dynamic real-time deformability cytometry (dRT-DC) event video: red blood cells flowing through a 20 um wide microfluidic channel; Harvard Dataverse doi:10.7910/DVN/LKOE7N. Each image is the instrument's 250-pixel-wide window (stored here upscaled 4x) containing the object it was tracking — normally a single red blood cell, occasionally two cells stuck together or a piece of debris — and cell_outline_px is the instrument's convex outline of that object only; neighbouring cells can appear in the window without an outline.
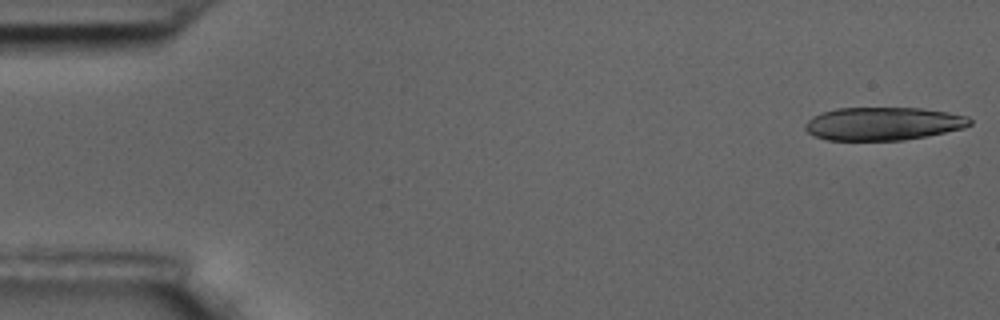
{"species": "common noctule bat (a hibernating species)", "species_latin": "Nyctalus noctula", "temperature_condition": "room temperature", "stored_images_in_passage": 8, "camera_frame_rate_fps": 3000, "um_per_image_px": 0.085, "animal": {"sex": "male", "body_mass_g": 17.5, "forearm_length_mm": 52.3}, "frame": {"image": 1, "passage_image": 1, "time_ms": 0.0, "image_size_px": [1000, 320], "cell_outline_px": [[972, 124], [964, 128], [904, 140], [828, 140], [812, 136], [804, 128], [804, 124], [812, 116], [820, 112], [836, 108], [920, 108], [948, 112], [968, 116], [972, 120]], "centroid_in_image_um": [75.03, 10.51], "position_along_channel_um": 10.0, "area_um2": 31.91}}
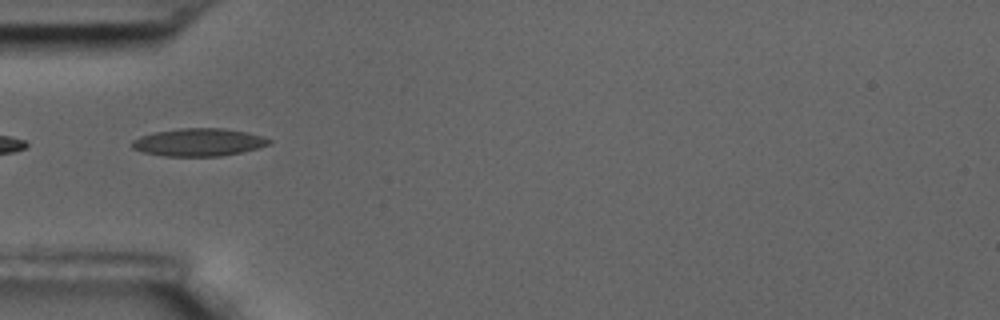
{"frame": {"image": 2, "passage_image": 6, "time_ms": 1.667, "image_size_px": [1000, 320], "cell_outline_px": [[272, 144], [240, 152], [220, 156], [164, 156], [144, 152], [132, 148], [132, 140], [140, 136], [152, 132], [180, 128], [220, 128], [248, 132], [264, 136], [272, 140]], "centroid_in_image_um": [16.89, 12.08], "position_along_channel_um": 68.1, "area_um2": 22.2}}
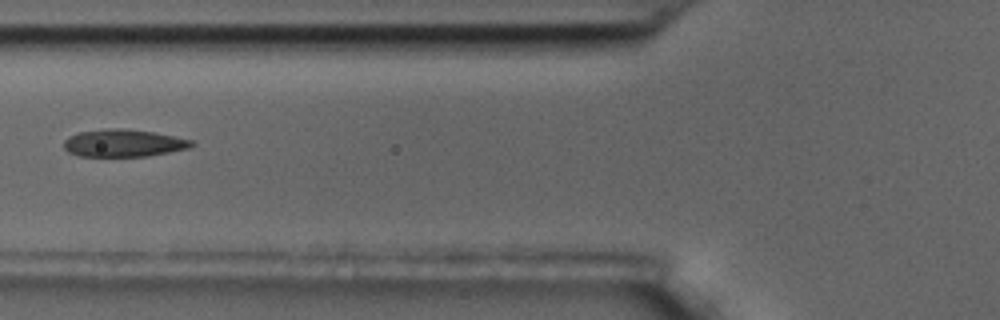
{"frame": {"image": 3, "passage_image": 7, "time_ms": 2.0, "image_size_px": [1000, 320], "cell_outline_px": [[196, 144], [188, 148], [168, 152], [144, 156], [80, 156], [68, 152], [64, 148], [64, 140], [68, 136], [80, 132], [104, 128], [120, 128], [152, 132], [192, 140]], "centroid_in_image_um": [10.46, 12.16], "position_along_channel_um": 115.3, "area_um2": 20.23}}